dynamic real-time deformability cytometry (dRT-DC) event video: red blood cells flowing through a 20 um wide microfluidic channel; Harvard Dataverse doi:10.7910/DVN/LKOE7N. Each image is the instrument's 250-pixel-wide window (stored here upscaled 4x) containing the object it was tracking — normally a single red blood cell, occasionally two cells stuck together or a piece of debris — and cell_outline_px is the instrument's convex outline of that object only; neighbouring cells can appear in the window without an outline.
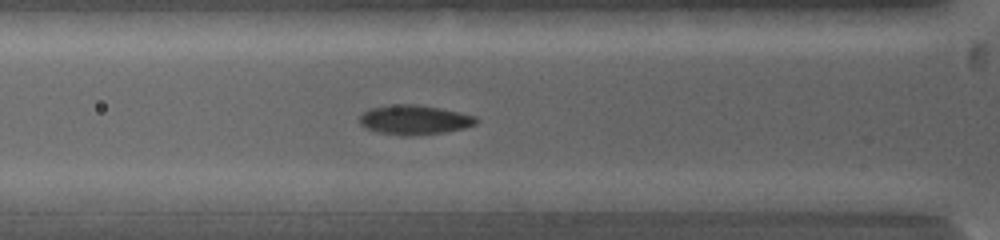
{"species": "common noctule bat (a hibernating species)", "species_latin": "Nyctalus noctula", "temperature_condition": "warm", "stored_images_in_passage": 11, "camera_frame_rate_fps": 5000, "um_per_image_px": 0.085, "animal": {"sex": "female", "body_mass_g": 19.0, "forearm_length_mm": 53.3}, "frame": {"image": 1, "passage_image": 8, "time_ms": 3.2, "image_size_px": [1000, 240], "cell_outline_px": [[480, 120], [476, 124], [464, 128], [444, 132], [408, 136], [404, 136], [380, 132], [368, 128], [360, 124], [360, 116], [364, 112], [372, 108], [400, 104], [416, 104], [440, 108], [476, 116]], "centroid_in_image_um": [35.28, 10.19], "position_along_channel_um": 90.5, "area_um2": 19.77}}
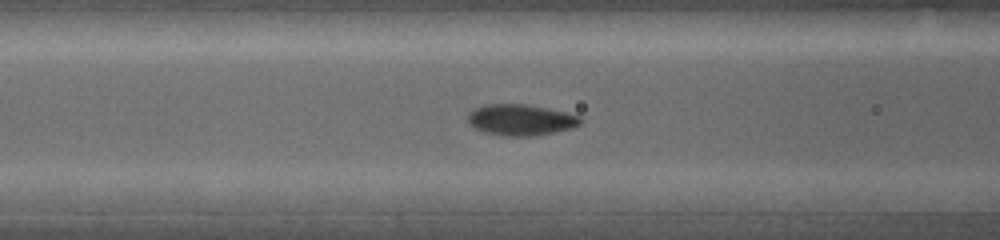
{"frame": {"image": 2, "passage_image": 10, "time_ms": 4.0, "image_size_px": [1000, 240], "cell_outline_px": [[584, 120], [580, 124], [572, 128], [532, 136], [500, 136], [484, 132], [472, 128], [468, 120], [468, 112], [484, 104], [524, 104], [564, 112], [580, 116]], "centroid_in_image_um": [44.22, 10.2], "position_along_channel_um": 122.4, "area_um2": 20.4}}